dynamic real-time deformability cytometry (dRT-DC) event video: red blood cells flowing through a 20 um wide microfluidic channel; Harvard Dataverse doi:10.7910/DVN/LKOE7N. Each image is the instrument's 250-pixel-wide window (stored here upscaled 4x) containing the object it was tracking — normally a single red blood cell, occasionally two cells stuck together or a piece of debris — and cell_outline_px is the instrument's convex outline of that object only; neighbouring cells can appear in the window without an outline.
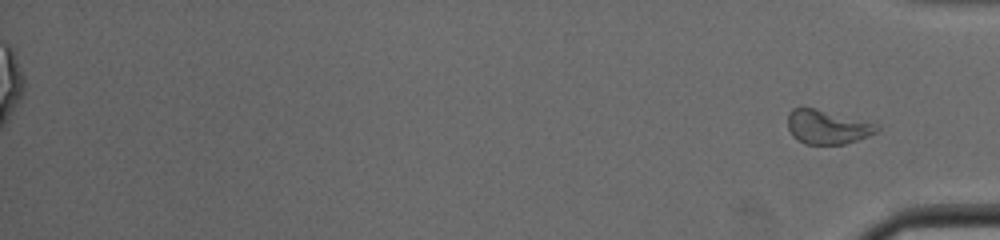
{"species": "common noctule bat (a hibernating species)", "species_latin": "Nyctalus noctula", "temperature_condition": "cold", "stored_images_in_passage": 43, "segment_of_instrument_passage": [2, 2], "camera_frame_rate_fps": 3000, "um_per_image_px": 0.085, "animal": {"sex": "male", "body_mass_g": 19.0, "forearm_length_mm": 50.8}, "frame": {"image": 1, "passage_image": 43, "time_ms": 14.0, "image_size_px": [1000, 240], "cell_outline_px": [[880, 128], [876, 132], [868, 136], [844, 144], [804, 144], [796, 140], [792, 136], [788, 128], [788, 116], [792, 108], [800, 104], [880, 124]], "centroid_in_image_um": [70.29, 10.76], "position_along_channel_um": 364.9, "area_um2": 18.15}}